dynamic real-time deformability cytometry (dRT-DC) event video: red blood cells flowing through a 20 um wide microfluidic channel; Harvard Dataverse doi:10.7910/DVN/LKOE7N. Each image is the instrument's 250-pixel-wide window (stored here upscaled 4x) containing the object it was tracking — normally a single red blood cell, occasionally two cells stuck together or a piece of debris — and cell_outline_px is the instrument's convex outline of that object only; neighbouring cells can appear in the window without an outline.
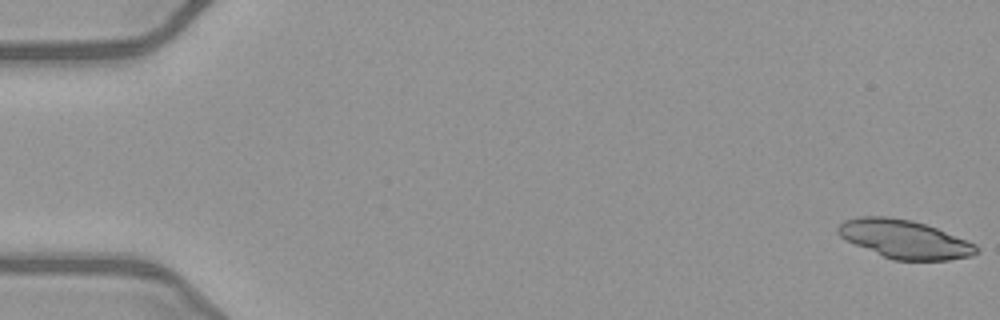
{"species": "common noctule bat (a hibernating species)", "species_latin": "Nyctalus noctula", "temperature_condition": "warm", "stored_images_in_passage": 51, "segment_of_instrument_passage": [1, 2], "camera_frame_rate_fps": 3000, "um_per_image_px": 0.085, "animal": {"sex": "female", "body_mass_g": 21.9}, "frame": {"image": 1, "passage_image": 1, "time_ms": 0.0, "image_size_px": [1000, 320], "cell_outline_px": [[980, 252], [972, 256], [948, 260], [892, 260], [856, 244], [840, 236], [836, 232], [836, 228], [844, 220], [860, 216], [888, 216], [912, 220], [936, 228], [976, 244], [980, 248]], "centroid_in_image_um": [76.91, 20.32], "position_along_channel_um": 8.1, "area_um2": 30.87}}